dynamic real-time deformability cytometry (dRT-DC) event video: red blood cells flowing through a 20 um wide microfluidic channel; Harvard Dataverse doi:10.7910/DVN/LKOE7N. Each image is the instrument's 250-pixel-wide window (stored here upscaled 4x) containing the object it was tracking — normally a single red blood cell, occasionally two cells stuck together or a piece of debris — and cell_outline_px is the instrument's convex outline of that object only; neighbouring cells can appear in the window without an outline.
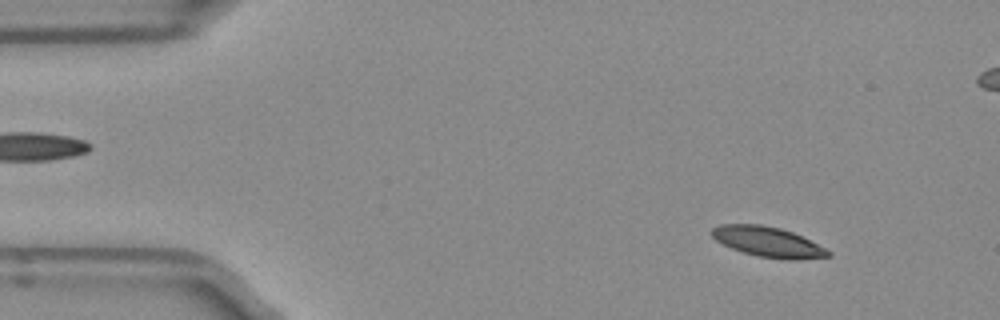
{"species": "Egyptian fruit bat (a non-hibernating species)", "species_latin": "Rousettus aegyptiacus", "temperature_condition": "room temperature", "stored_images_in_passage": 52, "segment_of_instrument_passage": [1, 2], "camera_frame_rate_fps": 3000, "um_per_image_px": 0.085, "frame": {"image": 1, "passage_image": 5, "time_ms": 1.333, "image_size_px": [1000, 320], "cell_outline_px": [[832, 256], [796, 260], [792, 260], [760, 256], [744, 252], [732, 248], [716, 240], [712, 236], [712, 228], [720, 224], [760, 224], [780, 228], [792, 232], [832, 252]], "centroid_in_image_um": [65.27, 20.55], "position_along_channel_um": 19.7, "area_um2": 20.06}}
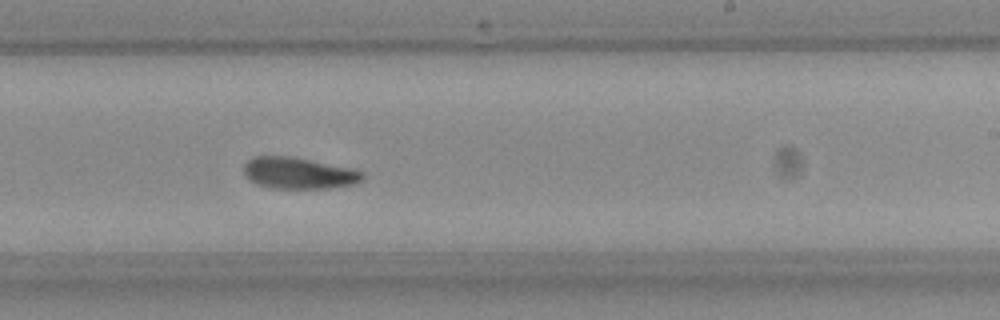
{"frame": {"image": 2, "passage_image": 30, "time_ms": 9.667, "image_size_px": [1000, 320], "cell_outline_px": [[364, 176], [360, 180], [352, 184], [328, 188], [272, 188], [256, 184], [248, 180], [244, 172], [244, 164], [248, 160], [256, 156], [292, 156], [348, 168], [360, 172]], "centroid_in_image_um": [25.3, 14.71], "position_along_channel_um": 263.7, "area_um2": 21.39}}
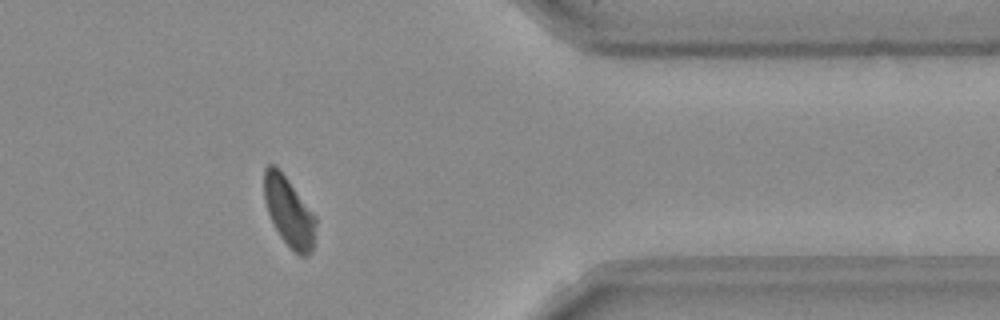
{"frame": {"image": 3, "passage_image": 41, "time_ms": 13.333, "image_size_px": [1000, 320], "cell_outline_px": [[316, 224], [312, 252], [308, 256], [300, 256], [280, 236], [268, 212], [264, 200], [264, 168], [268, 164], [272, 164], [288, 180], [316, 216]], "centroid_in_image_um": [24.57, 18.01], "position_along_channel_um": 386.8, "area_um2": 20.46}}